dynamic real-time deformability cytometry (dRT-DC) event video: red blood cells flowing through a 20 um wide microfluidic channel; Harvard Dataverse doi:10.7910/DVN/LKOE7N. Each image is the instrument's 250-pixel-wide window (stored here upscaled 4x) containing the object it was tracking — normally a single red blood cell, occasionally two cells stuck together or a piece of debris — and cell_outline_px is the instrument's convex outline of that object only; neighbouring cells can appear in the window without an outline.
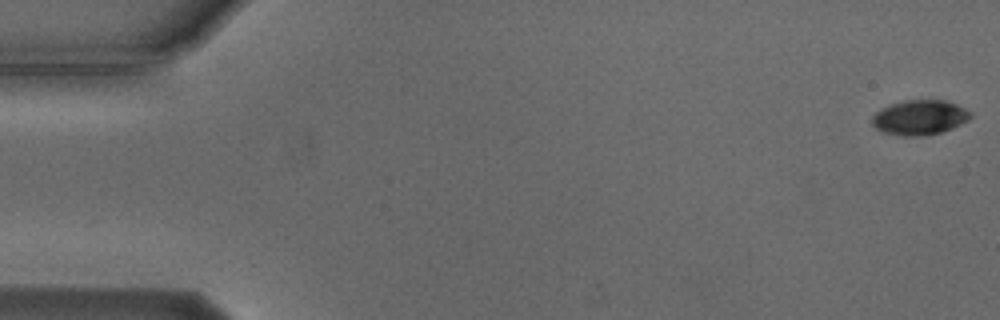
{"species": "Egyptian fruit bat (a non-hibernating species)", "species_latin": "Rousettus aegyptiacus", "temperature_condition": "cold", "stored_images_in_passage": 9, "camera_frame_rate_fps": 3000, "um_per_image_px": 0.085, "animal": {"sex": "male"}, "frame": {"image": 1, "passage_image": 1, "time_ms": 0.0, "image_size_px": [1000, 320], "cell_outline_px": [[972, 116], [968, 120], [952, 128], [940, 132], [924, 136], [904, 136], [884, 132], [876, 128], [872, 124], [872, 116], [876, 112], [892, 104], [904, 100], [944, 100], [956, 104], [972, 112]], "centroid_in_image_um": [78.19, 9.98], "position_along_channel_um": 6.8, "area_um2": 19.83}}